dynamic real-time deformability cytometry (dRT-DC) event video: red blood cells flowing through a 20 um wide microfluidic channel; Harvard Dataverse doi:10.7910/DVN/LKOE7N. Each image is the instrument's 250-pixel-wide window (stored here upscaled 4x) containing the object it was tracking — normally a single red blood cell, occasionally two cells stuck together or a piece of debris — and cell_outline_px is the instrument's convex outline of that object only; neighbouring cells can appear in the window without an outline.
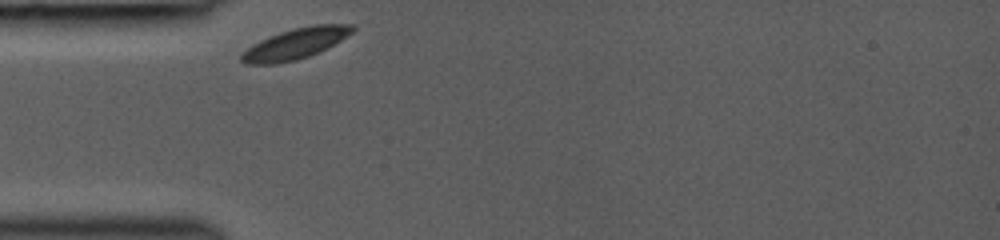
{"species": "common noctule bat (a hibernating species)", "species_latin": "Nyctalus noctula", "temperature_condition": "room temperature", "stored_images_in_passage": 2, "camera_frame_rate_fps": 3000, "um_per_image_px": 0.085, "animal": {"sex": "female", "body_mass_g": 19.0, "forearm_length_mm": 53.3}, "frame": {"image": 1, "passage_image": 1, "time_ms": 0.0, "image_size_px": [1000, 240], "cell_outline_px": [[356, 28], [352, 32], [340, 40], [320, 52], [296, 60], [276, 64], [248, 64], [240, 60], [240, 56], [252, 44], [268, 36], [292, 28], [316, 24], [356, 24]], "centroid_in_image_um": [25.12, 3.7], "position_along_channel_um": 59.9, "area_um2": 19.88}}